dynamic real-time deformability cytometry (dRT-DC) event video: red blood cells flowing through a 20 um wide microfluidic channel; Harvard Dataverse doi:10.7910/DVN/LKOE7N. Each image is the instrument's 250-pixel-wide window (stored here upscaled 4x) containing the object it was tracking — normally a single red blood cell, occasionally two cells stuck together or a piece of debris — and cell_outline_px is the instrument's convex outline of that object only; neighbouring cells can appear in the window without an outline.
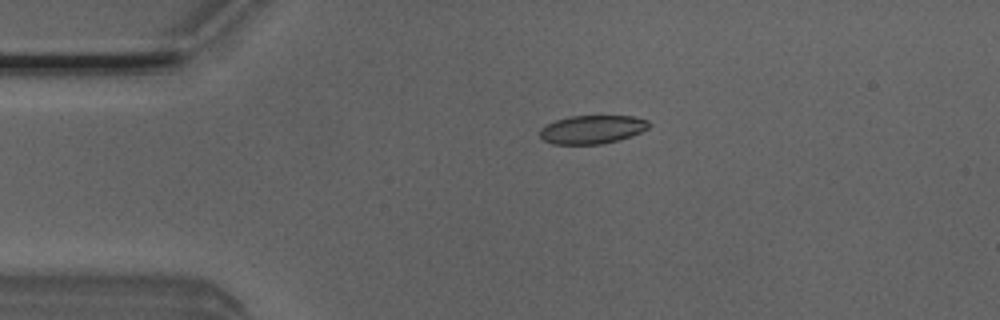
{"species": "Egyptian fruit bat (a non-hibernating species)", "species_latin": "Rousettus aegyptiacus", "temperature_condition": "room temperature", "stored_images_in_passage": 41, "camera_frame_rate_fps": 3000, "um_per_image_px": 0.085, "animal": {"sex": "male"}, "frame": {"image": 1, "passage_image": 1, "time_ms": 0.0, "image_size_px": [1000, 320], "cell_outline_px": [[652, 124], [648, 128], [632, 136], [600, 144], [552, 144], [544, 140], [540, 136], [540, 128], [556, 120], [568, 116], [632, 116], [648, 120]], "centroid_in_image_um": [50.34, 11.0], "position_along_channel_um": 34.7, "area_um2": 18.03}}
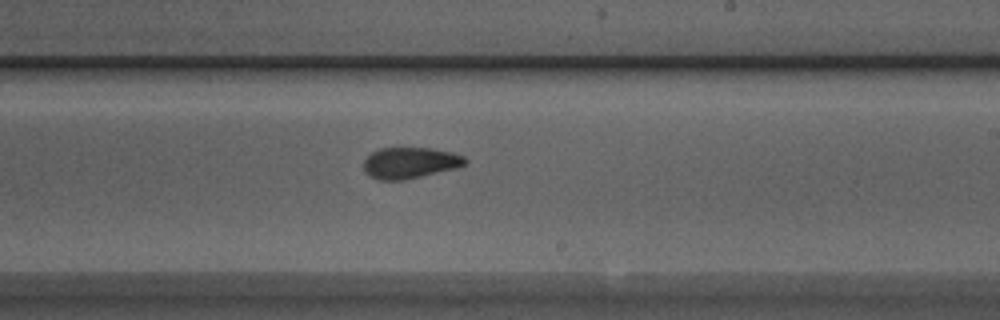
{"frame": {"image": 2, "passage_image": 20, "time_ms": 6.333, "image_size_px": [1000, 320], "cell_outline_px": [[468, 160], [464, 164], [456, 168], [404, 180], [380, 180], [368, 176], [364, 172], [364, 160], [372, 152], [380, 148], [432, 148], [452, 152], [464, 156]], "centroid_in_image_um": [34.83, 13.84], "position_along_channel_um": 254.2, "area_um2": 18.44}}
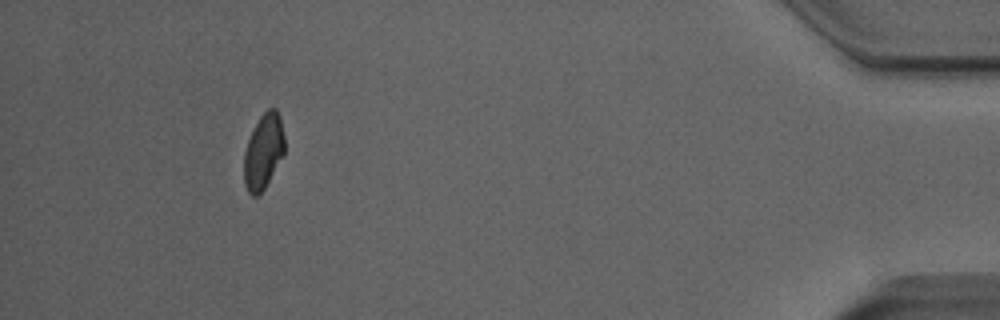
{"frame": {"image": 3, "passage_image": 37, "time_ms": 12.0, "image_size_px": [1000, 320], "cell_outline_px": [[284, 152], [264, 188], [256, 196], [252, 196], [248, 192], [244, 184], [244, 152], [248, 140], [260, 116], [268, 108], [276, 108], [280, 116], [284, 136]], "centroid_in_image_um": [22.38, 12.85], "position_along_channel_um": 412.8, "area_um2": 17.46}, "authors_computed_cell_mechanics": {"area_um2": 18.6116, "velocity_mm_per_s": 4.0248, "shape_relaxation_time_tau1_ms": 7.6821, "shape_relaxation_time_tau2_ms": 1.5083, "deformation_change_tau1": 0.1564, "deformation_change_tau2": 0.0576}}